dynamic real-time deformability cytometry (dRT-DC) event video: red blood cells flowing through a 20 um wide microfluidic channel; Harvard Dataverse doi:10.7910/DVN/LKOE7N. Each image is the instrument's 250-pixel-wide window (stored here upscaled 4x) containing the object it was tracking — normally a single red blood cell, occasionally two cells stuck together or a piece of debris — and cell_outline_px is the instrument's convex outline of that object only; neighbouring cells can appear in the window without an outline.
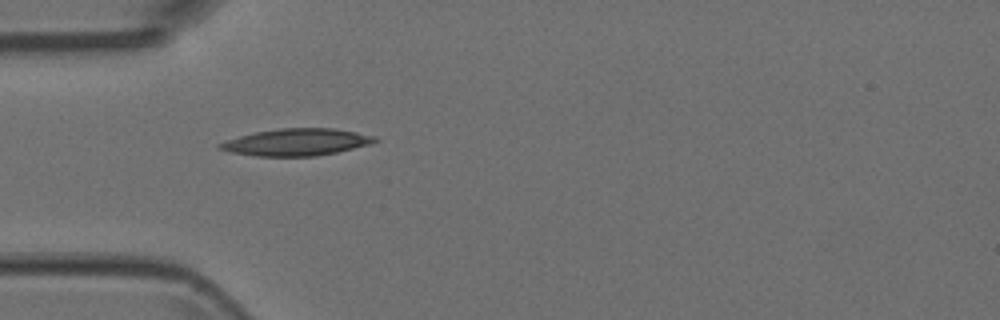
{"species": "Egyptian fruit bat (a non-hibernating species)", "species_latin": "Rousettus aegyptiacus", "temperature_condition": "room temperature", "stored_images_in_passage": 3, "camera_frame_rate_fps": 3000, "um_per_image_px": 0.085, "animal": {"sex": "female"}, "frame": {"image": 1, "passage_image": 1, "time_ms": 0.0, "image_size_px": [1000, 320], "cell_outline_px": [[380, 140], [372, 144], [336, 152], [316, 156], [256, 156], [232, 152], [216, 148], [216, 144], [224, 140], [256, 132], [280, 128], [332, 128], [356, 132], [376, 136]], "centroid_in_image_um": [25.2, 12.08], "position_along_channel_um": 59.8, "area_um2": 24.45}}
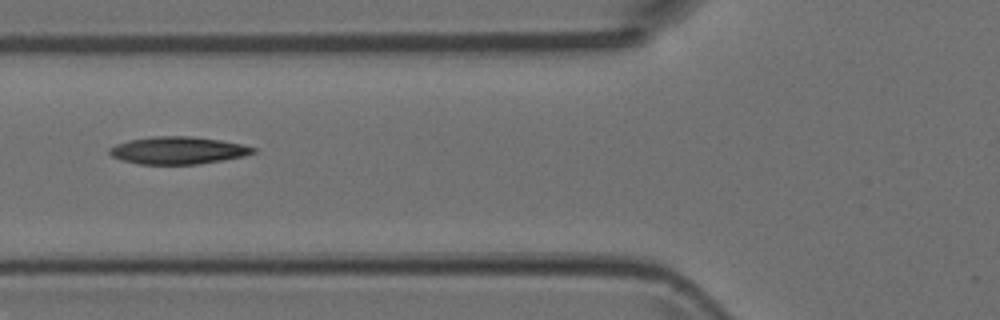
{"frame": {"image": 2, "passage_image": 2, "time_ms": 0.333, "image_size_px": [1000, 320], "cell_outline_px": [[256, 152], [244, 156], [224, 160], [196, 164], [140, 164], [120, 160], [112, 156], [108, 152], [108, 148], [116, 144], [128, 140], [152, 136], [192, 136], [220, 140], [240, 144], [256, 148]], "centroid_in_image_um": [15.09, 12.78], "position_along_channel_um": 110.7, "area_um2": 23.0}}
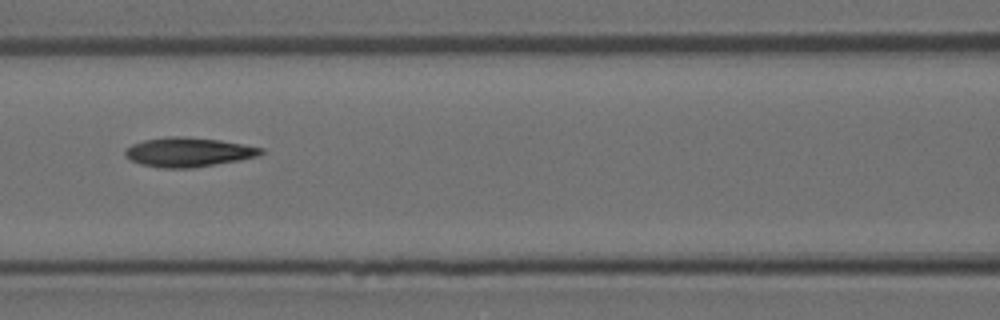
{"frame": {"image": 3, "passage_image": 3, "time_ms": 0.667, "image_size_px": [1000, 320], "cell_outline_px": [[264, 152], [256, 156], [240, 160], [192, 168], [160, 168], [140, 164], [124, 156], [124, 152], [132, 144], [144, 140], [168, 136], [184, 136], [220, 140], [244, 144], [264, 148]], "centroid_in_image_um": [16.01, 12.93], "position_along_channel_um": 150.6, "area_um2": 23.24}}